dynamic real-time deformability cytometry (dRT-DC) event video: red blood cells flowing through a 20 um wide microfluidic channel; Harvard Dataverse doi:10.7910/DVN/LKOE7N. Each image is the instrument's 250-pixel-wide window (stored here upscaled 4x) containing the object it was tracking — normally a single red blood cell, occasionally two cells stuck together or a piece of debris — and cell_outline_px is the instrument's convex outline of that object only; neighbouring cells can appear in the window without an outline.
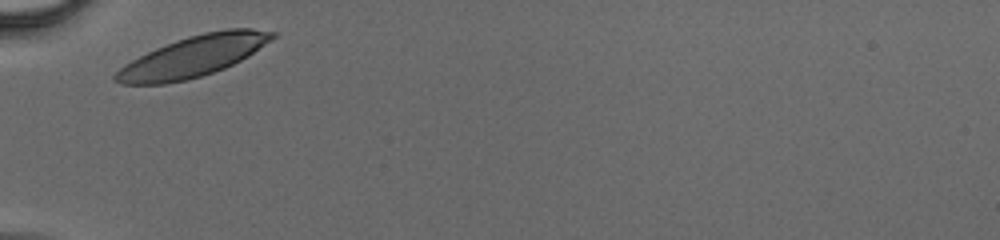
{"species": "human", "species_latin": "Homo sapiens", "temperature_condition": "cold", "stored_images_in_passage": 24, "camera_frame_rate_fps": 3000, "um_per_image_px": 0.085, "donor": {"sex": "male"}, "frame": {"image": 1, "passage_image": 1, "time_ms": 0.0, "image_size_px": [1000, 240], "cell_outline_px": [[276, 36], [248, 56], [224, 68], [200, 76], [184, 80], [164, 84], [120, 84], [112, 80], [112, 76], [124, 64], [156, 48], [176, 40], [188, 36], [204, 32], [228, 28], [252, 28], [276, 32]], "centroid_in_image_um": [16.4, 4.79], "position_along_channel_um": 68.6, "area_um2": 36.99}}
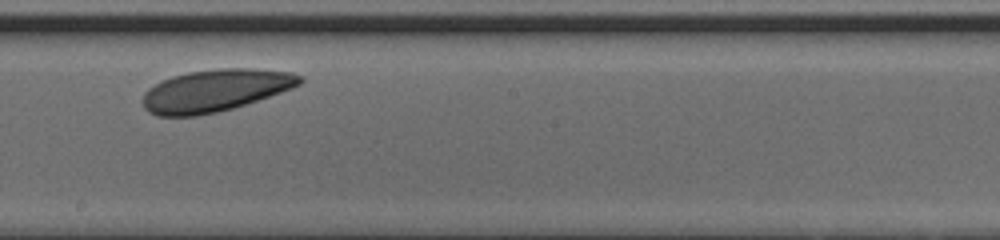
{"frame": {"image": 2, "passage_image": 13, "time_ms": 4.0, "image_size_px": [1000, 240], "cell_outline_px": [[304, 80], [300, 84], [292, 88], [232, 108], [216, 112], [196, 116], [156, 116], [148, 112], [144, 108], [144, 92], [148, 88], [172, 76], [188, 72], [220, 68], [252, 68], [292, 72], [304, 76]], "centroid_in_image_um": [18.3, 7.68], "position_along_channel_um": 229.9, "area_um2": 38.38}}
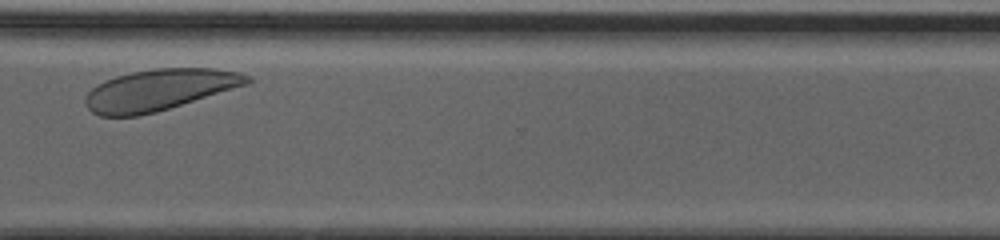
{"frame": {"image": 3, "passage_image": 22, "time_ms": 7.0, "image_size_px": [1000, 240], "cell_outline_px": [[252, 80], [248, 84], [156, 112], [140, 116], [100, 116], [92, 112], [88, 108], [84, 100], [84, 96], [96, 84], [104, 80], [116, 76], [132, 72], [156, 68], [212, 68], [240, 72], [252, 76]], "centroid_in_image_um": [13.53, 7.63], "position_along_channel_um": 357.1, "area_um2": 38.9}}